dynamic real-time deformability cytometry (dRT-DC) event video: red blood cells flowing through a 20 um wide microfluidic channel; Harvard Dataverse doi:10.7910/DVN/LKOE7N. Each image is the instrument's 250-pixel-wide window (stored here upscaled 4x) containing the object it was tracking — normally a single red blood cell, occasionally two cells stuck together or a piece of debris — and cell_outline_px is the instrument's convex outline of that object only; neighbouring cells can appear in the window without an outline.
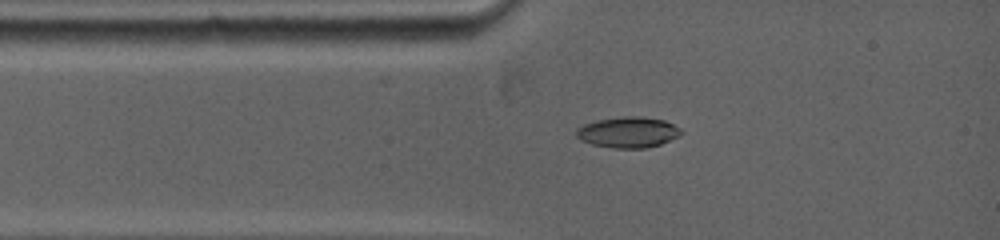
{"species": "common noctule bat (a hibernating species)", "species_latin": "Nyctalus noctula", "temperature_condition": "warm", "stored_images_in_passage": 3, "camera_frame_rate_fps": 5000, "um_per_image_px": 0.085, "animal": {"sex": "female", "body_mass_g": 19.0, "forearm_length_mm": 53.3}, "frame": {"image": 1, "passage_image": 1, "time_ms": 0.0, "image_size_px": [1000, 240], "cell_outline_px": [[680, 132], [676, 136], [660, 144], [640, 148], [620, 148], [596, 144], [584, 140], [576, 136], [576, 128], [584, 124], [596, 120], [624, 116], [644, 116], [664, 120], [680, 128]], "centroid_in_image_um": [53.37, 11.21], "position_along_channel_um": 31.6, "area_um2": 18.26}}